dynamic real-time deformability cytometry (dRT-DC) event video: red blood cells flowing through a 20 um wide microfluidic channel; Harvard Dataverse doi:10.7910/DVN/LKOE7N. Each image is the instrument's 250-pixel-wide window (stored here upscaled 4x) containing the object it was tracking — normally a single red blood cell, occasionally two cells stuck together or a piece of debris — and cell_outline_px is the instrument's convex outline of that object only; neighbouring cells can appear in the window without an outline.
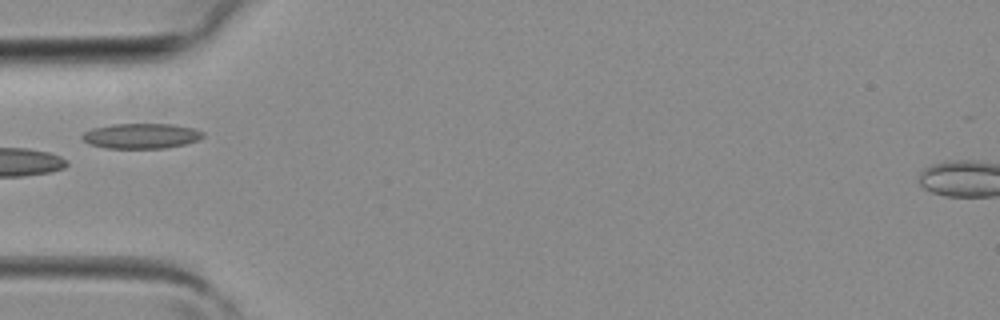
{"species": "common noctule bat (a hibernating species)", "species_latin": "Nyctalus noctula", "temperature_condition": "room temperature", "stored_images_in_passage": 4, "camera_frame_rate_fps": 3000, "um_per_image_px": 0.085, "animal": {"sex": "female", "body_mass_g": 19.3, "forearm_length_mm": 54.1}, "frame": {"image": 1, "passage_image": 4, "time_ms": 1.0, "image_size_px": [1000, 320], "cell_outline_px": [[204, 136], [196, 140], [184, 144], [164, 148], [108, 148], [88, 144], [80, 136], [84, 132], [92, 128], [112, 124], [172, 124], [192, 128], [204, 132]], "centroid_in_image_um": [11.97, 11.55], "position_along_channel_um": 73.0, "area_um2": 17.63}}